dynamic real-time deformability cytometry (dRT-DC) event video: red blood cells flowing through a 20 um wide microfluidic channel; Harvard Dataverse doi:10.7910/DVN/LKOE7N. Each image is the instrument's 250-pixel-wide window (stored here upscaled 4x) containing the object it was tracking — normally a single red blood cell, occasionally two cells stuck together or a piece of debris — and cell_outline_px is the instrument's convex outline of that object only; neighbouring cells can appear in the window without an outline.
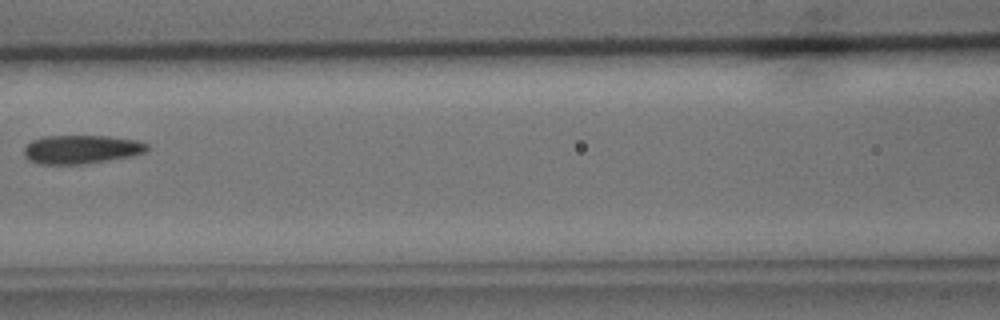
{"species": "common noctule bat (a hibernating species)", "species_latin": "Nyctalus noctula", "temperature_condition": "cold", "stored_images_in_passage": 4, "camera_frame_rate_fps": 3000, "um_per_image_px": 0.085, "animal": {"sex": "male", "body_mass_g": 15.6}, "frame": {"image": 1, "passage_image": 4, "time_ms": 3.667, "image_size_px": [1000, 320], "cell_outline_px": [[148, 148], [144, 152], [132, 156], [84, 164], [36, 164], [28, 160], [24, 156], [24, 148], [32, 140], [44, 136], [108, 136], [140, 140], [148, 144]], "centroid_in_image_um": [6.9, 12.7], "position_along_channel_um": 159.7, "area_um2": 20.69}}